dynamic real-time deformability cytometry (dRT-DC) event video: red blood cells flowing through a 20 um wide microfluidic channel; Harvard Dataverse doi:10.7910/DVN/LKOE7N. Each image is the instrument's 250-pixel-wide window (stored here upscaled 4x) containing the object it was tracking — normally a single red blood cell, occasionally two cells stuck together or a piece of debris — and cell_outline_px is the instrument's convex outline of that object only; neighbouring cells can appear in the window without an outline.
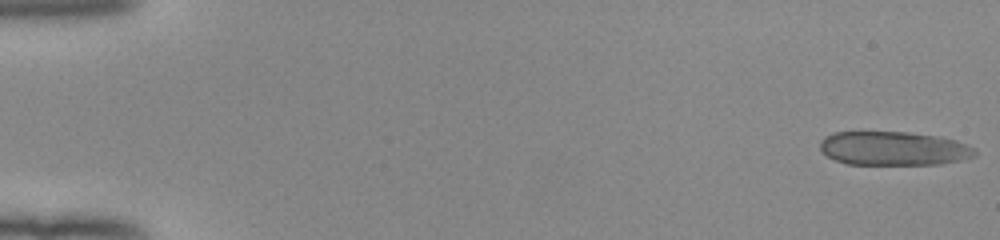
{"species": "human", "species_latin": "Homo sapiens", "temperature_condition": "room temperature", "stored_images_in_passage": 52, "camera_frame_rate_fps": 3000, "um_per_image_px": 0.085, "donor": {"sex": "female"}, "frame": {"image": 1, "passage_image": 1, "time_ms": 0.0, "image_size_px": [1000, 240], "cell_outline_px": [[976, 156], [960, 160], [940, 164], [848, 164], [836, 160], [828, 156], [820, 148], [820, 140], [824, 136], [832, 132], [908, 132], [940, 136], [956, 140], [976, 148]], "centroid_in_image_um": [75.97, 12.61], "position_along_channel_um": 9.0, "area_um2": 30.69}}
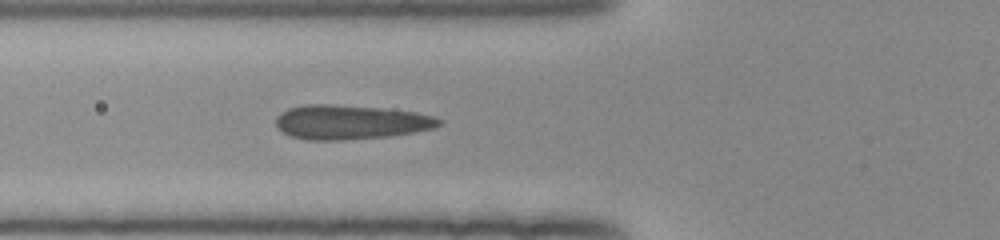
{"frame": {"image": 2, "passage_image": 20, "time_ms": 6.333, "image_size_px": [1000, 240], "cell_outline_px": [[444, 124], [436, 128], [388, 136], [344, 140], [308, 140], [288, 136], [276, 124], [276, 116], [280, 112], [288, 108], [304, 104], [328, 104], [380, 108], [416, 112], [432, 116], [444, 120]], "centroid_in_image_um": [29.8, 10.38], "position_along_channel_um": 96.0, "area_um2": 32.77}}
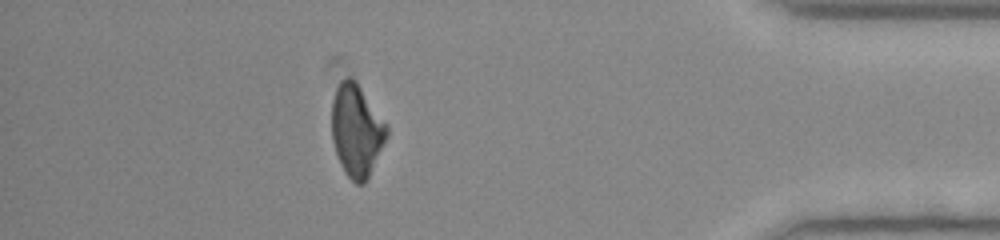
{"frame": {"image": 3, "passage_image": 46, "time_ms": 15.0, "image_size_px": [1000, 240], "cell_outline_px": [[388, 136], [364, 184], [356, 184], [344, 172], [340, 164], [332, 140], [332, 100], [336, 88], [340, 80], [348, 76], [356, 80], [388, 124]], "centroid_in_image_um": [30.31, 11.05], "position_along_channel_um": 404.9, "area_um2": 29.71}, "authors_computed_cell_mechanics": {"area_um2": 31.8478, "velocity_mm_per_s": 4.0129, "shape_relaxation_time_tau1_ms": null, "shape_relaxation_time_tau2_ms": 1.5323, "deformation_change_tau1": null, "deformation_change_tau2": 0.0537}}